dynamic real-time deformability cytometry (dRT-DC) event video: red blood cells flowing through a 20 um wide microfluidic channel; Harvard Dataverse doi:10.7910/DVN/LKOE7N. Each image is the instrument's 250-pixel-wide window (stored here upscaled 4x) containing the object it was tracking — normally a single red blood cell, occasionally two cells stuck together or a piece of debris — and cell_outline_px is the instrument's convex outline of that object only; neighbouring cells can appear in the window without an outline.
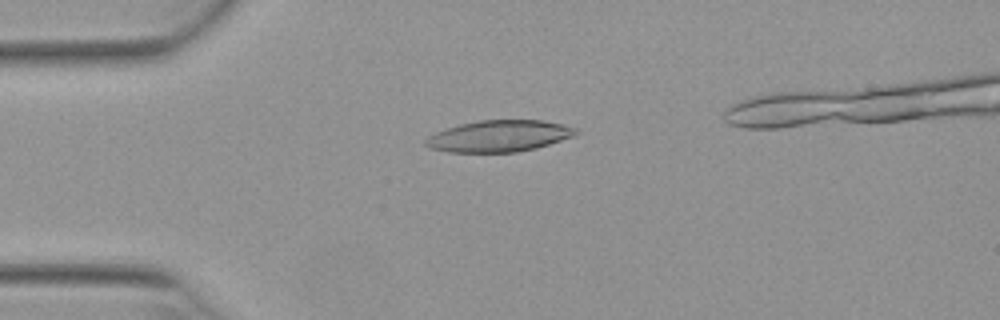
{"species": "Egyptian fruit bat (a non-hibernating species)", "species_latin": "Rousettus aegyptiacus", "temperature_condition": "warm", "stored_images_in_passage": 38, "camera_frame_rate_fps": 3000, "um_per_image_px": 0.085, "animal": {"sex": "female"}, "frame": {"image": 1, "passage_image": 6, "time_ms": 1.667, "image_size_px": [1000, 320], "cell_outline_px": [[580, 132], [572, 136], [536, 148], [516, 152], [448, 152], [428, 148], [424, 144], [424, 140], [428, 136], [436, 132], [460, 124], [480, 120], [544, 120], [564, 124], [576, 128]], "centroid_in_image_um": [42.4, 11.56], "position_along_channel_um": 42.6, "area_um2": 27.57}}
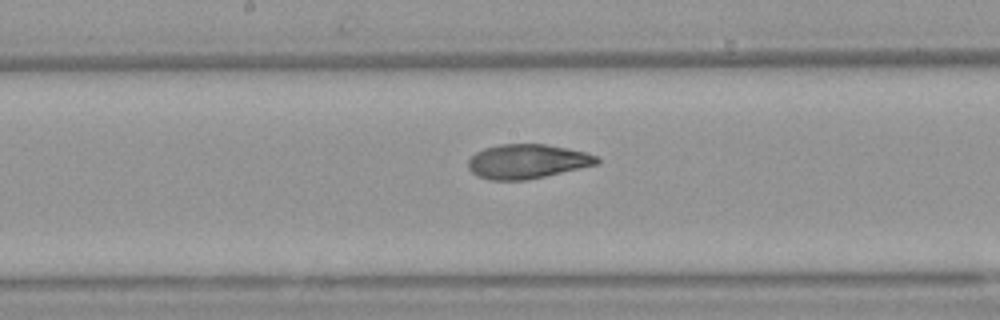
{"frame": {"image": 2, "passage_image": 20, "time_ms": 6.333, "image_size_px": [1000, 320], "cell_outline_px": [[600, 164], [544, 176], [524, 180], [488, 180], [476, 176], [468, 168], [468, 160], [476, 152], [484, 148], [500, 144], [544, 144], [568, 148], [600, 156]], "centroid_in_image_um": [44.82, 13.72], "position_along_channel_um": 203.4, "area_um2": 25.89}}
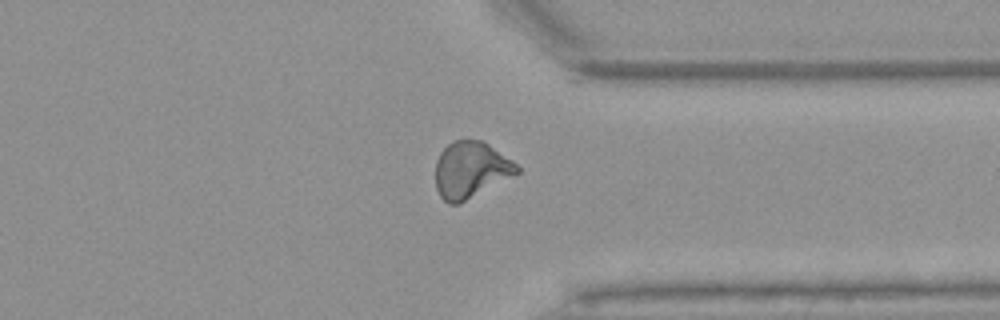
{"frame": {"image": 3, "passage_image": 33, "time_ms": 10.667, "image_size_px": [1000, 320], "cell_outline_px": [[520, 172], [460, 204], [448, 204], [440, 196], [436, 188], [436, 160], [440, 152], [448, 144], [456, 140], [484, 140], [512, 160], [520, 168]], "centroid_in_image_um": [40.01, 14.44], "position_along_channel_um": 371.4, "area_um2": 26.88}, "authors_computed_cell_mechanics": {"area_um2": 26.5013, "velocity_mm_per_s": 3.9417, "shape_relaxation_time_tau1_ms": null, "shape_relaxation_time_tau2_ms": 2.8079, "deformation_change_tau1": null, "deformation_change_tau2": 0.0957}}